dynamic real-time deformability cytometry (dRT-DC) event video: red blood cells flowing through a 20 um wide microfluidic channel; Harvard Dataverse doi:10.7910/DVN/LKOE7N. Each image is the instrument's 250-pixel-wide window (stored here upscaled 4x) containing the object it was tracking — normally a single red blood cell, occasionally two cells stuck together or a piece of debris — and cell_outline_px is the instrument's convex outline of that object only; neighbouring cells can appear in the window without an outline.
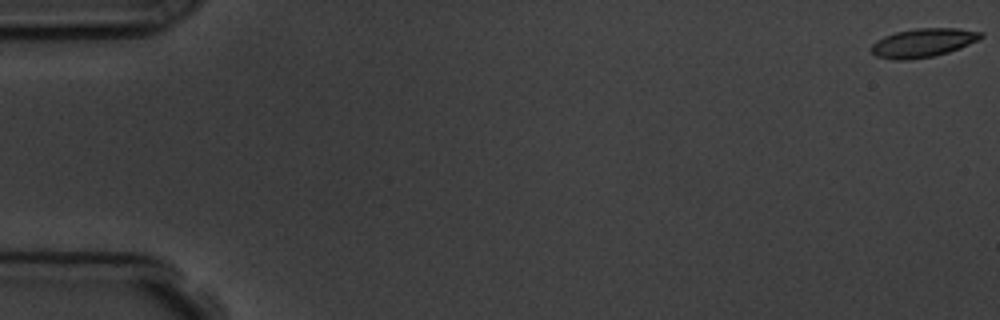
{"species": "common noctule bat (a hibernating species)", "species_latin": "Nyctalus noctula", "temperature_condition": "room temperature", "stored_images_in_passage": 7, "camera_frame_rate_fps": 3000, "um_per_image_px": 0.085, "animal": {"sex": "male", "body_mass_g": 19.5, "forearm_length_mm": 54.6}, "frame": {"image": 1, "passage_image": 1, "time_ms": 0.0, "image_size_px": [1000, 320], "cell_outline_px": [[984, 36], [960, 48], [948, 52], [932, 56], [908, 60], [896, 60], [876, 56], [868, 48], [876, 40], [884, 36], [896, 32], [916, 28], [960, 28], [984, 32]], "centroid_in_image_um": [78.44, 3.63], "position_along_channel_um": 6.6, "area_um2": 18.38}}
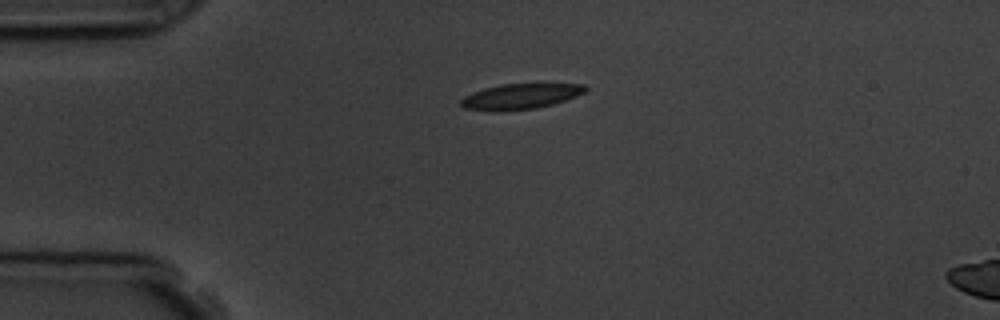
{"frame": {"image": 2, "passage_image": 5, "time_ms": 4.333, "image_size_px": [1000, 320], "cell_outline_px": [[588, 88], [584, 92], [576, 96], [552, 104], [536, 108], [496, 112], [488, 112], [464, 108], [460, 104], [460, 100], [464, 96], [484, 88], [500, 84], [584, 84]], "centroid_in_image_um": [44.17, 8.21], "position_along_channel_um": 40.8, "area_um2": 18.5}}